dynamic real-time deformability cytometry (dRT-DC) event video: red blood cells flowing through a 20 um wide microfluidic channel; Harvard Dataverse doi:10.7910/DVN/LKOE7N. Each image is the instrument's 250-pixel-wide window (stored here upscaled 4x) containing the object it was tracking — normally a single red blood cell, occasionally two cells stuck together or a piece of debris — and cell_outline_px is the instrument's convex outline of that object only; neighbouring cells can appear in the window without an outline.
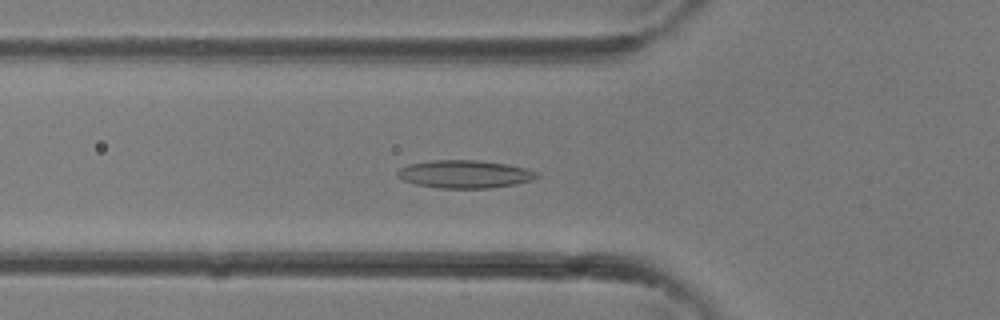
{"species": "common noctule bat (a hibernating species)", "species_latin": "Nyctalus noctula", "temperature_condition": "room temperature", "stored_images_in_passage": 35, "camera_frame_rate_fps": 3000, "um_per_image_px": 0.085, "animal": {"sex": "female"}, "frame": {"image": 1, "passage_image": 12, "time_ms": 3.667, "image_size_px": [1000, 320], "cell_outline_px": [[540, 176], [532, 180], [516, 184], [488, 188], [436, 188], [416, 184], [404, 180], [396, 176], [396, 172], [400, 168], [408, 164], [432, 160], [480, 160], [528, 168], [540, 172]], "centroid_in_image_um": [39.52, 14.8], "position_along_channel_um": 86.3, "area_um2": 22.83}}
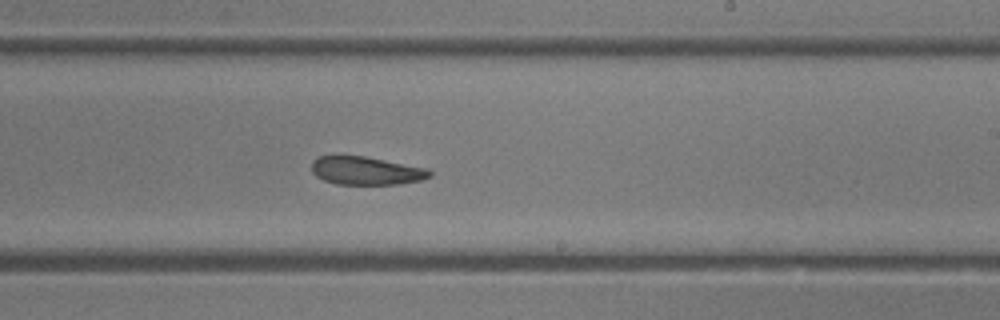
{"frame": {"image": 2, "passage_image": 21, "time_ms": 6.667, "image_size_px": [1000, 320], "cell_outline_px": [[432, 176], [420, 180], [400, 184], [336, 184], [324, 180], [316, 176], [312, 172], [312, 160], [320, 156], [364, 156], [428, 168], [432, 172]], "centroid_in_image_um": [31.13, 14.51], "position_along_channel_um": 257.9, "area_um2": 19.36}}
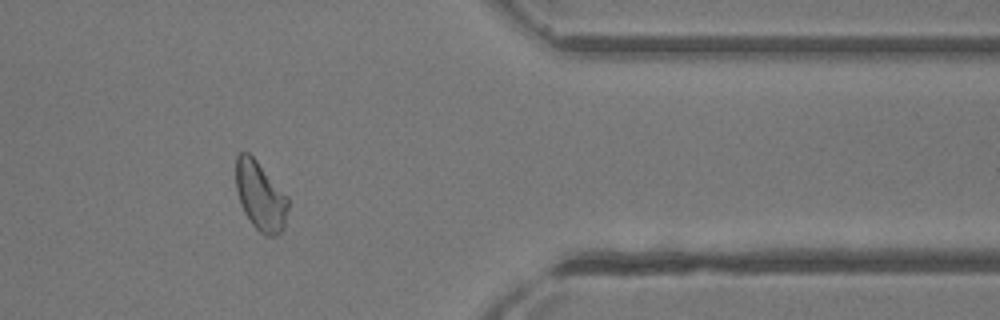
{"frame": {"image": 3, "passage_image": 29, "time_ms": 9.333, "image_size_px": [1000, 320], "cell_outline_px": [[288, 208], [284, 228], [276, 236], [264, 236], [252, 224], [244, 212], [240, 204], [236, 188], [236, 156], [240, 152], [248, 152], [256, 160], [288, 196]], "centroid_in_image_um": [22.13, 16.68], "position_along_channel_um": 389.3, "area_um2": 20.98}}